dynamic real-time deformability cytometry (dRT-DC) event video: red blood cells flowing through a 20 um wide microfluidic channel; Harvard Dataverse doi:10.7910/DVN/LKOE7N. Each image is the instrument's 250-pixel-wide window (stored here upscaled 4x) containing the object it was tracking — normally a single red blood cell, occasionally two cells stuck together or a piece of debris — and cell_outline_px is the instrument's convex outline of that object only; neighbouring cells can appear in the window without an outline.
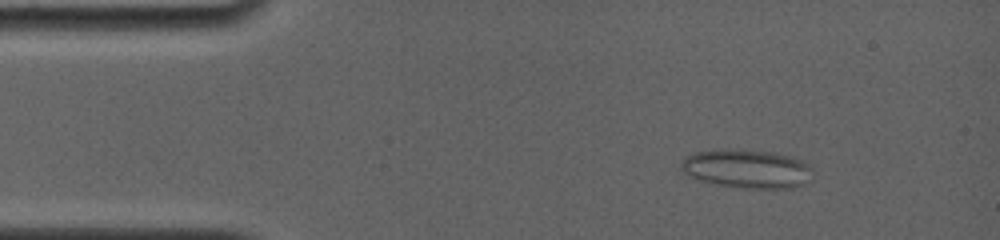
{"species": "common noctule bat (a hibernating species)", "species_latin": "Nyctalus noctula", "temperature_condition": "room temperature", "stored_images_in_passage": 64, "camera_frame_rate_fps": 4000, "um_per_image_px": 0.085, "animal": {"sex": "female", "body_mass_g": 19.0, "forearm_length_mm": 56.7}, "frame": {"image": 1, "passage_image": 7, "time_ms": 1.5, "image_size_px": [1000, 240], "cell_outline_px": [[812, 180], [788, 188], [752, 188], [720, 184], [700, 180], [688, 176], [680, 168], [680, 160], [684, 156], [696, 152], [724, 148], [772, 152], [788, 156], [800, 160], [808, 164], [812, 168]], "centroid_in_image_um": [63.45, 14.32], "position_along_channel_um": 21.6, "area_um2": 29.54}}
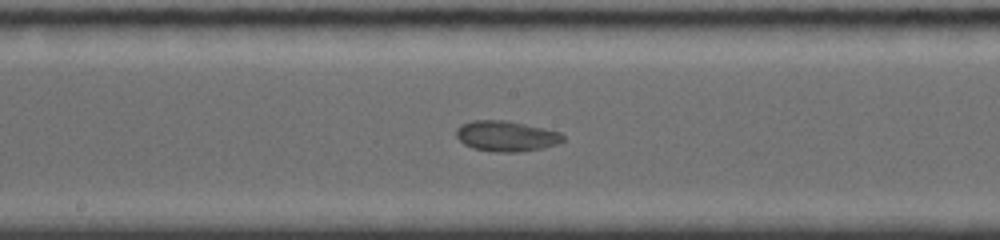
{"frame": {"image": 2, "passage_image": 33, "time_ms": 8.0, "image_size_px": [1000, 240], "cell_outline_px": [[564, 140], [556, 144], [544, 148], [520, 152], [492, 152], [472, 148], [464, 144], [456, 136], [456, 128], [460, 124], [472, 120], [504, 120], [544, 128], [560, 132], [564, 136]], "centroid_in_image_um": [43.01, 11.57], "position_along_channel_um": 205.2, "area_um2": 19.13}}
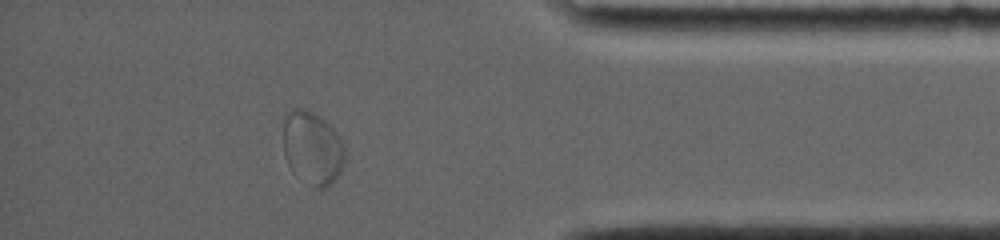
{"frame": {"image": 3, "passage_image": 56, "time_ms": 13.75, "image_size_px": [1000, 240], "cell_outline_px": [[344, 160], [340, 172], [324, 188], [312, 188], [296, 176], [292, 172], [284, 156], [284, 116], [292, 108], [304, 108], [320, 116], [340, 136], [344, 148]], "centroid_in_image_um": [26.52, 12.58], "position_along_channel_um": 408.7, "area_um2": 26.36}}